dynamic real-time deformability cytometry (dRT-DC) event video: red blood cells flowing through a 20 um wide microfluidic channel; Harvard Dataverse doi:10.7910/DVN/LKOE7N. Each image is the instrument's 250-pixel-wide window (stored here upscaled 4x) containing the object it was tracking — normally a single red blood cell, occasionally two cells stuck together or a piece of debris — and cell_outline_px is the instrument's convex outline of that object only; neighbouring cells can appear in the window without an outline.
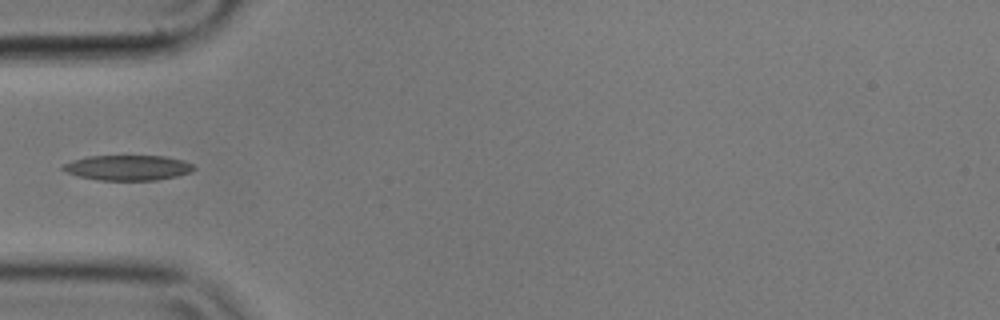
{"species": "common noctule bat (a hibernating species)", "species_latin": "Nyctalus noctula", "temperature_condition": "cold", "stored_images_in_passage": 6, "camera_frame_rate_fps": 3000, "um_per_image_px": 0.085, "animal": {"sex": "male", "body_mass_g": 17.9}, "frame": {"image": 1, "passage_image": 4, "time_ms": 1.0, "image_size_px": [1000, 320], "cell_outline_px": [[196, 168], [192, 172], [176, 176], [156, 180], [100, 180], [80, 176], [68, 172], [60, 168], [64, 164], [72, 160], [88, 156], [164, 156], [184, 160], [192, 164]], "centroid_in_image_um": [10.9, 14.25], "position_along_channel_um": 74.1, "area_um2": 19.13}}
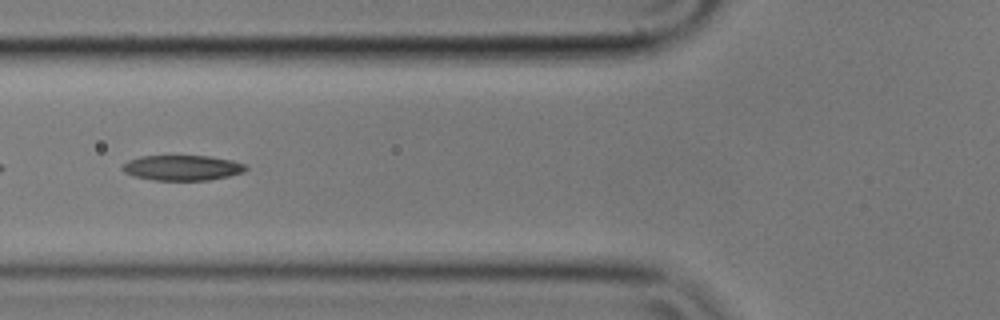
{"frame": {"image": 2, "passage_image": 5, "time_ms": 1.333, "image_size_px": [1000, 320], "cell_outline_px": [[248, 168], [244, 172], [228, 176], [208, 180], [152, 180], [136, 176], [124, 172], [120, 168], [128, 160], [140, 156], [208, 156], [232, 160], [244, 164]], "centroid_in_image_um": [15.49, 14.26], "position_along_channel_um": 110.3, "area_um2": 18.09}}
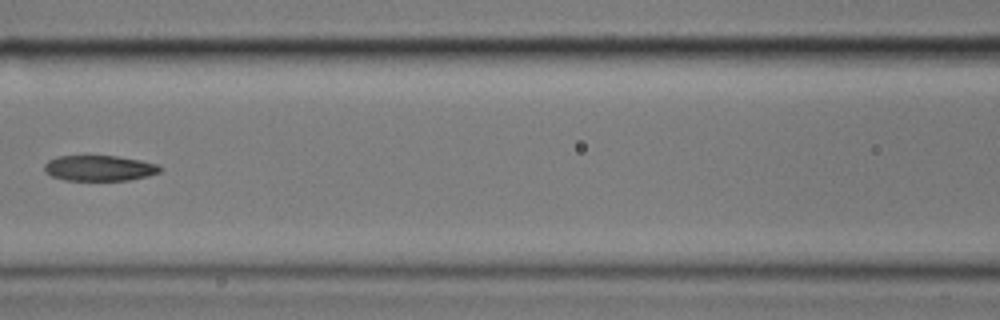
{"frame": {"image": 3, "passage_image": 6, "time_ms": 1.667, "image_size_px": [1000, 320], "cell_outline_px": [[164, 168], [160, 172], [148, 176], [128, 180], [64, 180], [52, 176], [44, 172], [44, 164], [48, 160], [56, 156], [116, 156], [140, 160], [160, 164]], "centroid_in_image_um": [8.46, 14.29], "position_along_channel_um": 158.1, "area_um2": 17.4}}